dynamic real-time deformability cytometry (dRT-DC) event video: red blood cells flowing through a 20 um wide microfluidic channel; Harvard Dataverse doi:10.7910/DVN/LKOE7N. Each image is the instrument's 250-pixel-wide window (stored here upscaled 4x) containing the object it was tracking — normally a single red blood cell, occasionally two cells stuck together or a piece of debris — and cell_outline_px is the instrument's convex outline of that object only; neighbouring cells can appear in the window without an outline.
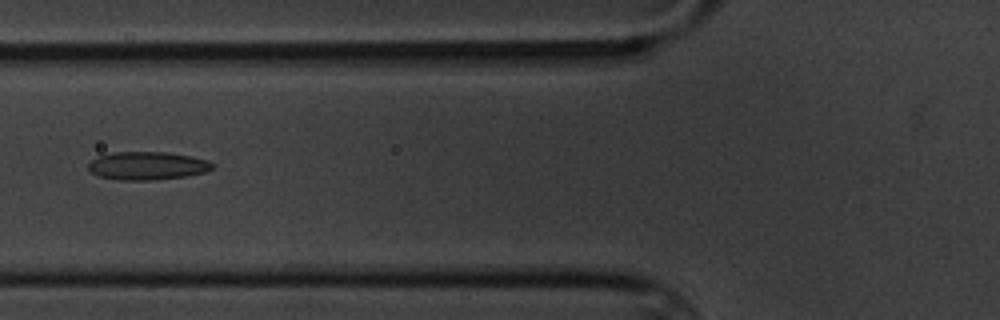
{"species": "common noctule bat (a hibernating species)", "species_latin": "Nyctalus noctula", "temperature_condition": "cold", "stored_images_in_passage": 12, "camera_frame_rate_fps": 3000, "um_per_image_px": 0.085, "animal": {"sex": "male", "body_mass_g": 20.1, "forearm_length_mm": 53.5}, "frame": {"image": 1, "passage_image": 3, "time_ms": 2.333, "image_size_px": [1000, 320], "cell_outline_px": [[216, 164], [212, 168], [204, 172], [184, 176], [156, 180], [120, 180], [96, 176], [88, 168], [88, 164], [92, 160], [100, 156], [116, 152], [164, 152], [192, 156], [208, 160]], "centroid_in_image_um": [12.53, 14.09], "position_along_channel_um": 113.3, "area_um2": 20.29}}
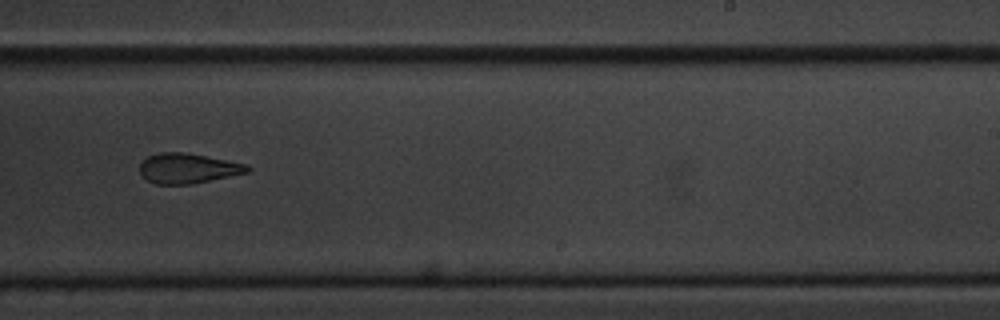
{"frame": {"image": 2, "passage_image": 7, "time_ms": 7.0, "image_size_px": [1000, 320], "cell_outline_px": [[252, 168], [248, 172], [192, 184], [156, 184], [148, 180], [140, 172], [140, 164], [148, 156], [160, 152], [184, 152], [244, 164]], "centroid_in_image_um": [15.94, 14.31], "position_along_channel_um": 273.1, "area_um2": 18.44}}
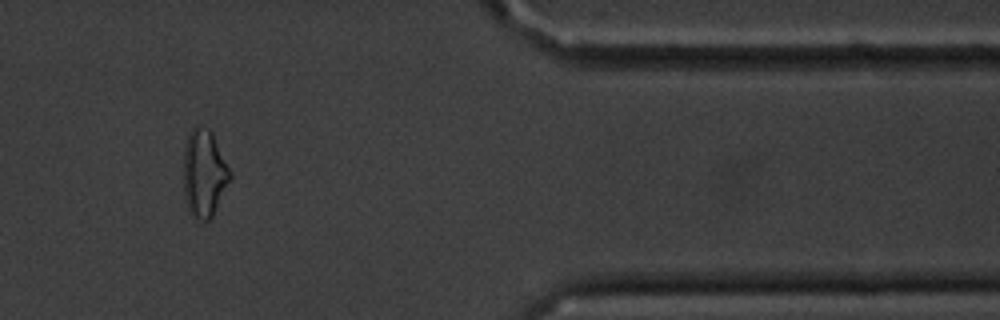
{"frame": {"image": 3, "passage_image": 10, "time_ms": 11.333, "image_size_px": [1000, 320], "cell_outline_px": [[232, 176], [212, 216], [208, 220], [196, 220], [188, 212], [184, 192], [184, 148], [188, 136], [192, 128], [196, 124], [200, 124], [208, 128], [212, 132], [232, 172]], "centroid_in_image_um": [17.35, 14.71], "position_along_channel_um": 394.0, "area_um2": 23.87}, "authors_computed_cell_mechanics": {"area_um2": 20.0277, "velocity_mm_per_s": 3.415, "shape_relaxation_time_tau1_ms": null, "shape_relaxation_time_tau2_ms": 2.504, "deformation_change_tau1": null, "deformation_change_tau2": 0.0853}}